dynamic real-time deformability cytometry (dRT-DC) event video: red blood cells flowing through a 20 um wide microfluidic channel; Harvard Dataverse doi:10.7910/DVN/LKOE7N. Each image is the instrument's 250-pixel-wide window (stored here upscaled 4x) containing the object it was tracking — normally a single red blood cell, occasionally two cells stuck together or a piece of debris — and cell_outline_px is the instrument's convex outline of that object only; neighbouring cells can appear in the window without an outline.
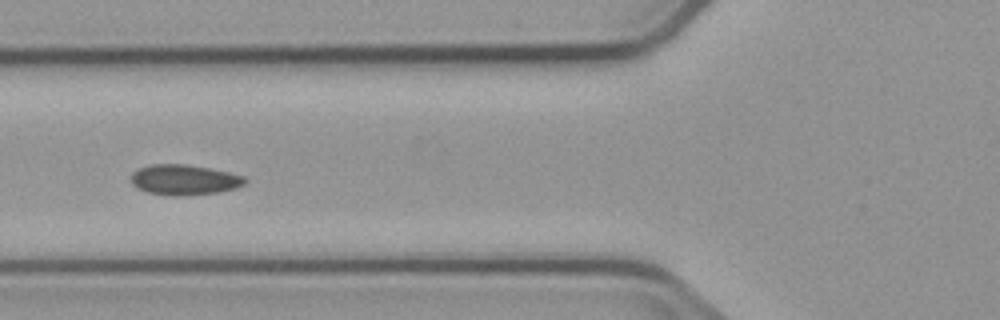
{"species": "common noctule bat (a hibernating species)", "species_latin": "Nyctalus noctula", "temperature_condition": "cold", "stored_images_in_passage": 7, "camera_frame_rate_fps": 3000, "um_per_image_px": 0.085, "animal": {"sex": "male", "body_mass_g": 23.1, "forearm_length_mm": 52.7}, "frame": {"image": 1, "passage_image": 6, "time_ms": 6.0, "image_size_px": [1000, 320], "cell_outline_px": [[248, 180], [244, 184], [236, 188], [220, 192], [184, 196], [172, 196], [148, 192], [136, 188], [132, 184], [132, 172], [140, 168], [152, 164], [184, 164], [208, 168], [228, 172], [244, 176]], "centroid_in_image_um": [15.67, 15.29], "position_along_channel_um": 110.1, "area_um2": 20.17}}
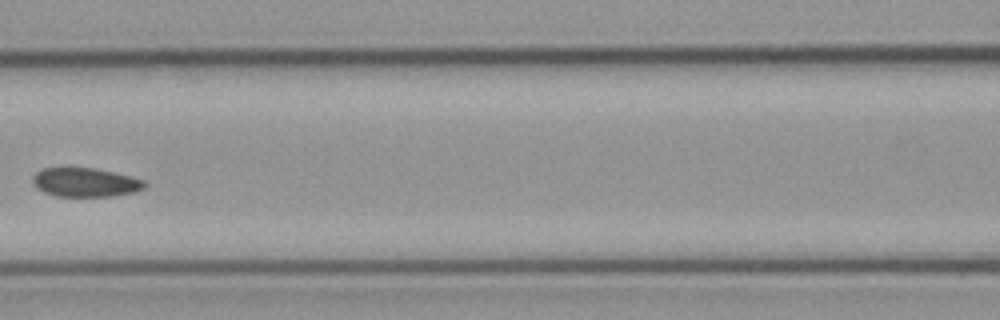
{"frame": {"image": 2, "passage_image": 7, "time_ms": 7.333, "image_size_px": [1000, 320], "cell_outline_px": [[148, 184], [144, 188], [136, 192], [112, 196], [56, 196], [44, 192], [36, 188], [32, 184], [32, 176], [36, 172], [44, 168], [92, 168], [112, 172], [144, 180]], "centroid_in_image_um": [7.23, 15.51], "position_along_channel_um": 159.4, "area_um2": 18.84}}